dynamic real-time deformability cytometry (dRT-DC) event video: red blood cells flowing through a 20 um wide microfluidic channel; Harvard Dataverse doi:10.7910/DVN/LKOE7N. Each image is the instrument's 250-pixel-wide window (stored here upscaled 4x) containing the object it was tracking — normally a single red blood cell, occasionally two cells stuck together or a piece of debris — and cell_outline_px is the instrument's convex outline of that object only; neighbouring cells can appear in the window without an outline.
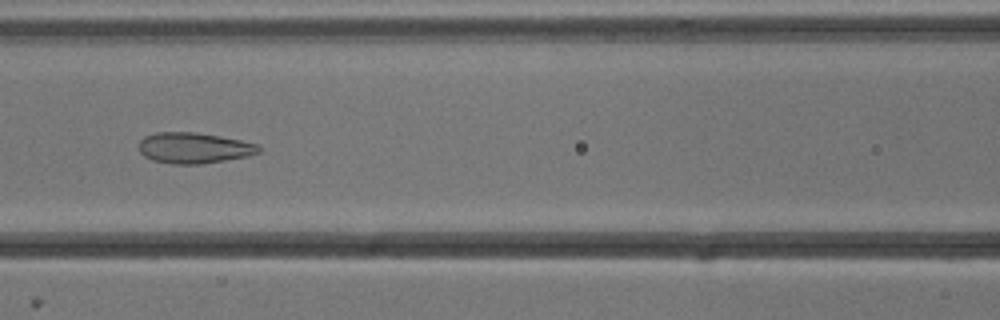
{"species": "common noctule bat (a hibernating species)", "species_latin": "Nyctalus noctula", "temperature_condition": "cold", "stored_images_in_passage": 53, "camera_frame_rate_fps": 3000, "um_per_image_px": 0.085, "animal": {"sex": "male", "body_mass_g": 13.3}, "frame": {"image": 1, "passage_image": 23, "time_ms": 7.333, "image_size_px": [1000, 320], "cell_outline_px": [[260, 152], [248, 156], [200, 164], [172, 164], [152, 160], [144, 156], [140, 152], [140, 140], [144, 136], [156, 132], [196, 132], [220, 136], [260, 144]], "centroid_in_image_um": [16.49, 12.57], "position_along_channel_um": 150.1, "area_um2": 21.56}}
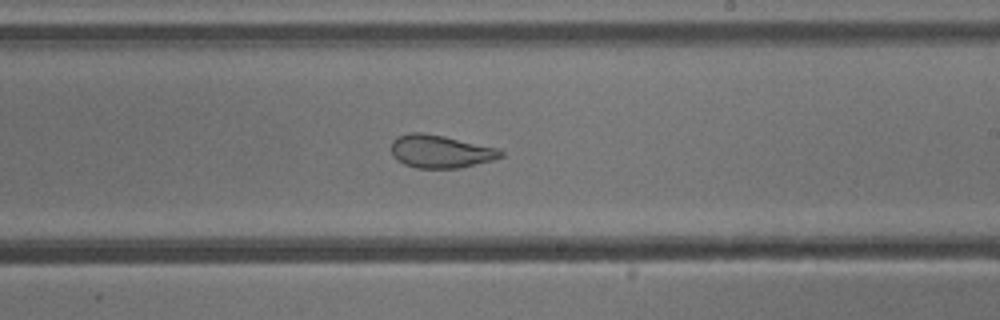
{"frame": {"image": 2, "passage_image": 31, "time_ms": 10.0, "image_size_px": [1000, 320], "cell_outline_px": [[504, 156], [492, 160], [460, 168], [416, 168], [404, 164], [396, 160], [392, 156], [392, 140], [396, 136], [408, 132], [424, 132], [444, 136], [500, 148], [504, 152]], "centroid_in_image_um": [37.43, 12.86], "position_along_channel_um": 251.6, "area_um2": 21.33}}
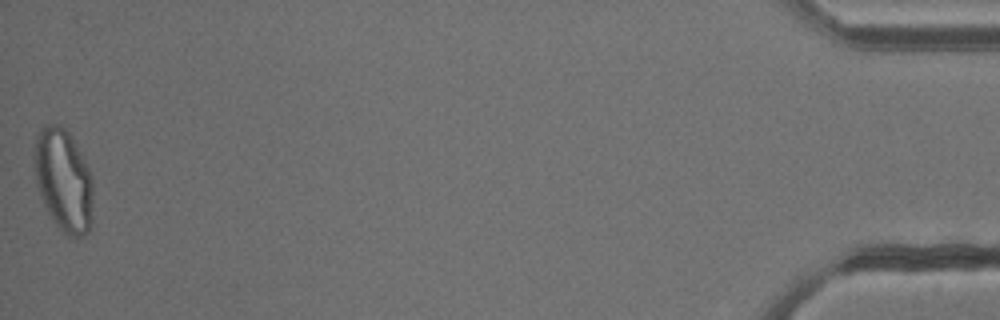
{"frame": {"image": 3, "passage_image": 53, "time_ms": 17.333, "image_size_px": [1000, 320], "cell_outline_px": [[92, 216], [88, 232], [80, 236], [68, 236], [56, 224], [48, 212], [44, 204], [36, 180], [36, 136], [40, 128], [44, 124], [60, 124], [72, 136], [92, 176]], "centroid_in_image_um": [5.42, 15.3], "position_along_channel_um": 429.8, "area_um2": 34.51}, "authors_computed_cell_mechanics": {"area_um2": 27.9752, "velocity_mm_per_s": 3.8107, "shape_relaxation_time_tau1_ms": 9.265, "shape_relaxation_time_tau2_ms": 1.3783, "deformation_change_tau1": 0.2081, "deformation_change_tau2": 0.0922}}